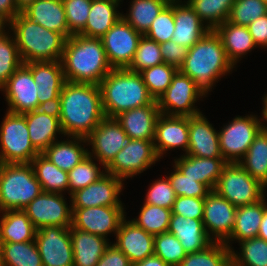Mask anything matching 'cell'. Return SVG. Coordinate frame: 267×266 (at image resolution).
<instances>
[{"instance_id": "74e56055", "label": "cell", "mask_w": 267, "mask_h": 266, "mask_svg": "<svg viewBox=\"0 0 267 266\" xmlns=\"http://www.w3.org/2000/svg\"><path fill=\"white\" fill-rule=\"evenodd\" d=\"M171 0H133L129 13L122 14V18L136 31L144 35L154 19Z\"/></svg>"}, {"instance_id": "ac0fdd59", "label": "cell", "mask_w": 267, "mask_h": 266, "mask_svg": "<svg viewBox=\"0 0 267 266\" xmlns=\"http://www.w3.org/2000/svg\"><path fill=\"white\" fill-rule=\"evenodd\" d=\"M123 180L106 173L98 181L79 189L70 195L72 208L97 206H123L119 194L122 192Z\"/></svg>"}, {"instance_id": "d6986e66", "label": "cell", "mask_w": 267, "mask_h": 266, "mask_svg": "<svg viewBox=\"0 0 267 266\" xmlns=\"http://www.w3.org/2000/svg\"><path fill=\"white\" fill-rule=\"evenodd\" d=\"M0 91L5 92L9 112L24 114L38 105L37 84L24 64L9 77Z\"/></svg>"}, {"instance_id": "f546056e", "label": "cell", "mask_w": 267, "mask_h": 266, "mask_svg": "<svg viewBox=\"0 0 267 266\" xmlns=\"http://www.w3.org/2000/svg\"><path fill=\"white\" fill-rule=\"evenodd\" d=\"M266 196L256 203L239 206L231 236L224 242L230 249V241H244L258 237L261 221L267 206ZM229 243V244H228Z\"/></svg>"}, {"instance_id": "3957f363", "label": "cell", "mask_w": 267, "mask_h": 266, "mask_svg": "<svg viewBox=\"0 0 267 266\" xmlns=\"http://www.w3.org/2000/svg\"><path fill=\"white\" fill-rule=\"evenodd\" d=\"M235 66L228 59L220 37L210 30L188 49V54L178 69L195 81L205 94L221 76L230 73Z\"/></svg>"}, {"instance_id": "ffe728a7", "label": "cell", "mask_w": 267, "mask_h": 266, "mask_svg": "<svg viewBox=\"0 0 267 266\" xmlns=\"http://www.w3.org/2000/svg\"><path fill=\"white\" fill-rule=\"evenodd\" d=\"M154 147L159 158L166 151L182 148L187 153L189 145V117L160 114L155 127Z\"/></svg>"}, {"instance_id": "f35d334b", "label": "cell", "mask_w": 267, "mask_h": 266, "mask_svg": "<svg viewBox=\"0 0 267 266\" xmlns=\"http://www.w3.org/2000/svg\"><path fill=\"white\" fill-rule=\"evenodd\" d=\"M199 18L214 30L229 19L235 0H187Z\"/></svg>"}, {"instance_id": "1f68e13d", "label": "cell", "mask_w": 267, "mask_h": 266, "mask_svg": "<svg viewBox=\"0 0 267 266\" xmlns=\"http://www.w3.org/2000/svg\"><path fill=\"white\" fill-rule=\"evenodd\" d=\"M214 31L220 37L228 59L235 66L241 56H245L257 45L247 27L235 25L228 20L217 26Z\"/></svg>"}, {"instance_id": "d4e9b609", "label": "cell", "mask_w": 267, "mask_h": 266, "mask_svg": "<svg viewBox=\"0 0 267 266\" xmlns=\"http://www.w3.org/2000/svg\"><path fill=\"white\" fill-rule=\"evenodd\" d=\"M182 0H174V23L175 30L172 36V41L178 45L191 48L203 36H205L210 29L199 18L195 11L189 4Z\"/></svg>"}, {"instance_id": "7c38bea8", "label": "cell", "mask_w": 267, "mask_h": 266, "mask_svg": "<svg viewBox=\"0 0 267 266\" xmlns=\"http://www.w3.org/2000/svg\"><path fill=\"white\" fill-rule=\"evenodd\" d=\"M63 194L41 192L23 211L38 230L45 226H72V206L65 201Z\"/></svg>"}, {"instance_id": "7dc6e473", "label": "cell", "mask_w": 267, "mask_h": 266, "mask_svg": "<svg viewBox=\"0 0 267 266\" xmlns=\"http://www.w3.org/2000/svg\"><path fill=\"white\" fill-rule=\"evenodd\" d=\"M163 62L160 44L142 35L134 58L127 69L139 73Z\"/></svg>"}, {"instance_id": "11a10c76", "label": "cell", "mask_w": 267, "mask_h": 266, "mask_svg": "<svg viewBox=\"0 0 267 266\" xmlns=\"http://www.w3.org/2000/svg\"><path fill=\"white\" fill-rule=\"evenodd\" d=\"M205 198L178 196L171 208L172 214L185 218L203 219Z\"/></svg>"}, {"instance_id": "be15d7a7", "label": "cell", "mask_w": 267, "mask_h": 266, "mask_svg": "<svg viewBox=\"0 0 267 266\" xmlns=\"http://www.w3.org/2000/svg\"><path fill=\"white\" fill-rule=\"evenodd\" d=\"M258 238L267 241V206L265 208L263 219L260 224Z\"/></svg>"}, {"instance_id": "484cf974", "label": "cell", "mask_w": 267, "mask_h": 266, "mask_svg": "<svg viewBox=\"0 0 267 266\" xmlns=\"http://www.w3.org/2000/svg\"><path fill=\"white\" fill-rule=\"evenodd\" d=\"M27 18L44 28L71 37L62 0H35L21 11Z\"/></svg>"}, {"instance_id": "ee69618b", "label": "cell", "mask_w": 267, "mask_h": 266, "mask_svg": "<svg viewBox=\"0 0 267 266\" xmlns=\"http://www.w3.org/2000/svg\"><path fill=\"white\" fill-rule=\"evenodd\" d=\"M177 71L176 67L163 62L139 73L147 86L149 94L154 100H158L172 83L173 76Z\"/></svg>"}, {"instance_id": "44dd1931", "label": "cell", "mask_w": 267, "mask_h": 266, "mask_svg": "<svg viewBox=\"0 0 267 266\" xmlns=\"http://www.w3.org/2000/svg\"><path fill=\"white\" fill-rule=\"evenodd\" d=\"M114 245L121 250L132 264L154 255V236L138 227L126 217L121 221Z\"/></svg>"}, {"instance_id": "d590c367", "label": "cell", "mask_w": 267, "mask_h": 266, "mask_svg": "<svg viewBox=\"0 0 267 266\" xmlns=\"http://www.w3.org/2000/svg\"><path fill=\"white\" fill-rule=\"evenodd\" d=\"M31 165L43 192L63 194L68 191V172L58 168L42 153L31 161Z\"/></svg>"}, {"instance_id": "e7e4bbea", "label": "cell", "mask_w": 267, "mask_h": 266, "mask_svg": "<svg viewBox=\"0 0 267 266\" xmlns=\"http://www.w3.org/2000/svg\"><path fill=\"white\" fill-rule=\"evenodd\" d=\"M264 98L262 99L263 100V109H262V122H265L267 123V94L265 96H263ZM262 124V128L263 129H266L267 130V124L265 123H261Z\"/></svg>"}, {"instance_id": "4fadbf2b", "label": "cell", "mask_w": 267, "mask_h": 266, "mask_svg": "<svg viewBox=\"0 0 267 266\" xmlns=\"http://www.w3.org/2000/svg\"><path fill=\"white\" fill-rule=\"evenodd\" d=\"M142 34L122 17L101 37L107 60L112 69L128 68Z\"/></svg>"}, {"instance_id": "d6a6232c", "label": "cell", "mask_w": 267, "mask_h": 266, "mask_svg": "<svg viewBox=\"0 0 267 266\" xmlns=\"http://www.w3.org/2000/svg\"><path fill=\"white\" fill-rule=\"evenodd\" d=\"M70 140L55 141L42 154L63 171L69 172L88 156L87 139L78 136H69ZM72 139V140H71ZM85 143V144H81ZM83 145V147H82Z\"/></svg>"}, {"instance_id": "a7ac6f4b", "label": "cell", "mask_w": 267, "mask_h": 266, "mask_svg": "<svg viewBox=\"0 0 267 266\" xmlns=\"http://www.w3.org/2000/svg\"><path fill=\"white\" fill-rule=\"evenodd\" d=\"M0 266H4L3 265L2 243L1 242H0Z\"/></svg>"}, {"instance_id": "2e32d148", "label": "cell", "mask_w": 267, "mask_h": 266, "mask_svg": "<svg viewBox=\"0 0 267 266\" xmlns=\"http://www.w3.org/2000/svg\"><path fill=\"white\" fill-rule=\"evenodd\" d=\"M72 226L107 239L108 234L116 235L121 221L125 218L123 206H97L72 208Z\"/></svg>"}, {"instance_id": "ab89813d", "label": "cell", "mask_w": 267, "mask_h": 266, "mask_svg": "<svg viewBox=\"0 0 267 266\" xmlns=\"http://www.w3.org/2000/svg\"><path fill=\"white\" fill-rule=\"evenodd\" d=\"M179 266H232L231 249L224 242H212L201 251L186 254Z\"/></svg>"}, {"instance_id": "db71d44e", "label": "cell", "mask_w": 267, "mask_h": 266, "mask_svg": "<svg viewBox=\"0 0 267 266\" xmlns=\"http://www.w3.org/2000/svg\"><path fill=\"white\" fill-rule=\"evenodd\" d=\"M177 198L168 177L157 179L149 186L144 203L171 209Z\"/></svg>"}, {"instance_id": "52a82bcc", "label": "cell", "mask_w": 267, "mask_h": 266, "mask_svg": "<svg viewBox=\"0 0 267 266\" xmlns=\"http://www.w3.org/2000/svg\"><path fill=\"white\" fill-rule=\"evenodd\" d=\"M0 163H31L40 153L31 143L23 114L7 111L0 126Z\"/></svg>"}, {"instance_id": "ba28073f", "label": "cell", "mask_w": 267, "mask_h": 266, "mask_svg": "<svg viewBox=\"0 0 267 266\" xmlns=\"http://www.w3.org/2000/svg\"><path fill=\"white\" fill-rule=\"evenodd\" d=\"M265 188L266 186L254 179L239 163H227L214 190L239 207L262 200L267 195Z\"/></svg>"}, {"instance_id": "f1b7e54d", "label": "cell", "mask_w": 267, "mask_h": 266, "mask_svg": "<svg viewBox=\"0 0 267 266\" xmlns=\"http://www.w3.org/2000/svg\"><path fill=\"white\" fill-rule=\"evenodd\" d=\"M74 266H96L110 245L109 240L89 232L70 227Z\"/></svg>"}, {"instance_id": "6da1fadb", "label": "cell", "mask_w": 267, "mask_h": 266, "mask_svg": "<svg viewBox=\"0 0 267 266\" xmlns=\"http://www.w3.org/2000/svg\"><path fill=\"white\" fill-rule=\"evenodd\" d=\"M63 135L86 138L106 117L99 85L66 81L60 93Z\"/></svg>"}, {"instance_id": "5b68a950", "label": "cell", "mask_w": 267, "mask_h": 266, "mask_svg": "<svg viewBox=\"0 0 267 266\" xmlns=\"http://www.w3.org/2000/svg\"><path fill=\"white\" fill-rule=\"evenodd\" d=\"M23 64L61 61L66 38L27 18L22 12L8 24Z\"/></svg>"}, {"instance_id": "681fc988", "label": "cell", "mask_w": 267, "mask_h": 266, "mask_svg": "<svg viewBox=\"0 0 267 266\" xmlns=\"http://www.w3.org/2000/svg\"><path fill=\"white\" fill-rule=\"evenodd\" d=\"M174 26V0H171L154 19L144 36L162 44L172 39Z\"/></svg>"}, {"instance_id": "e575fe53", "label": "cell", "mask_w": 267, "mask_h": 266, "mask_svg": "<svg viewBox=\"0 0 267 266\" xmlns=\"http://www.w3.org/2000/svg\"><path fill=\"white\" fill-rule=\"evenodd\" d=\"M23 115L26 119L31 143L40 153L58 140L57 133L63 134L60 121L56 117L33 111Z\"/></svg>"}, {"instance_id": "94428289", "label": "cell", "mask_w": 267, "mask_h": 266, "mask_svg": "<svg viewBox=\"0 0 267 266\" xmlns=\"http://www.w3.org/2000/svg\"><path fill=\"white\" fill-rule=\"evenodd\" d=\"M20 12L15 0H0V18L7 23H10Z\"/></svg>"}, {"instance_id": "603a6c76", "label": "cell", "mask_w": 267, "mask_h": 266, "mask_svg": "<svg viewBox=\"0 0 267 266\" xmlns=\"http://www.w3.org/2000/svg\"><path fill=\"white\" fill-rule=\"evenodd\" d=\"M157 100L152 104L124 111L116 116L127 136L132 139L153 141L157 119L160 115Z\"/></svg>"}, {"instance_id": "c3c4849f", "label": "cell", "mask_w": 267, "mask_h": 266, "mask_svg": "<svg viewBox=\"0 0 267 266\" xmlns=\"http://www.w3.org/2000/svg\"><path fill=\"white\" fill-rule=\"evenodd\" d=\"M186 252L173 234L164 232L154 236V255L170 266H179Z\"/></svg>"}, {"instance_id": "f907efd6", "label": "cell", "mask_w": 267, "mask_h": 266, "mask_svg": "<svg viewBox=\"0 0 267 266\" xmlns=\"http://www.w3.org/2000/svg\"><path fill=\"white\" fill-rule=\"evenodd\" d=\"M267 14V5L262 0H235L228 21L247 27L251 22Z\"/></svg>"}, {"instance_id": "4316f807", "label": "cell", "mask_w": 267, "mask_h": 266, "mask_svg": "<svg viewBox=\"0 0 267 266\" xmlns=\"http://www.w3.org/2000/svg\"><path fill=\"white\" fill-rule=\"evenodd\" d=\"M174 161L173 166L184 176L206 184L211 190L215 189L222 169L227 164L223 158H202L186 154Z\"/></svg>"}, {"instance_id": "30bf717a", "label": "cell", "mask_w": 267, "mask_h": 266, "mask_svg": "<svg viewBox=\"0 0 267 266\" xmlns=\"http://www.w3.org/2000/svg\"><path fill=\"white\" fill-rule=\"evenodd\" d=\"M202 96L206 95L196 86L195 81L178 70L157 103L161 114L190 117L202 113L194 106Z\"/></svg>"}, {"instance_id": "60d3db41", "label": "cell", "mask_w": 267, "mask_h": 266, "mask_svg": "<svg viewBox=\"0 0 267 266\" xmlns=\"http://www.w3.org/2000/svg\"><path fill=\"white\" fill-rule=\"evenodd\" d=\"M4 266H43L35 241L2 243Z\"/></svg>"}, {"instance_id": "cb8c5ba5", "label": "cell", "mask_w": 267, "mask_h": 266, "mask_svg": "<svg viewBox=\"0 0 267 266\" xmlns=\"http://www.w3.org/2000/svg\"><path fill=\"white\" fill-rule=\"evenodd\" d=\"M37 84L38 104L60 96L66 82L61 61H41L24 64Z\"/></svg>"}, {"instance_id": "7a4b0ae2", "label": "cell", "mask_w": 267, "mask_h": 266, "mask_svg": "<svg viewBox=\"0 0 267 266\" xmlns=\"http://www.w3.org/2000/svg\"><path fill=\"white\" fill-rule=\"evenodd\" d=\"M65 80L99 85L112 70L101 38L73 34L67 38L61 59Z\"/></svg>"}, {"instance_id": "8d00e7d4", "label": "cell", "mask_w": 267, "mask_h": 266, "mask_svg": "<svg viewBox=\"0 0 267 266\" xmlns=\"http://www.w3.org/2000/svg\"><path fill=\"white\" fill-rule=\"evenodd\" d=\"M254 179L267 187V130L261 129L238 162Z\"/></svg>"}, {"instance_id": "003e7915", "label": "cell", "mask_w": 267, "mask_h": 266, "mask_svg": "<svg viewBox=\"0 0 267 266\" xmlns=\"http://www.w3.org/2000/svg\"><path fill=\"white\" fill-rule=\"evenodd\" d=\"M5 24L8 26L9 23H7L4 19L0 18V37L6 33Z\"/></svg>"}, {"instance_id": "f5cc1de1", "label": "cell", "mask_w": 267, "mask_h": 266, "mask_svg": "<svg viewBox=\"0 0 267 266\" xmlns=\"http://www.w3.org/2000/svg\"><path fill=\"white\" fill-rule=\"evenodd\" d=\"M69 32L79 34L86 26L92 0H62Z\"/></svg>"}, {"instance_id": "bcb514c9", "label": "cell", "mask_w": 267, "mask_h": 266, "mask_svg": "<svg viewBox=\"0 0 267 266\" xmlns=\"http://www.w3.org/2000/svg\"><path fill=\"white\" fill-rule=\"evenodd\" d=\"M6 32L0 37V89L9 77L23 64L15 38Z\"/></svg>"}, {"instance_id": "9f6ffc18", "label": "cell", "mask_w": 267, "mask_h": 266, "mask_svg": "<svg viewBox=\"0 0 267 266\" xmlns=\"http://www.w3.org/2000/svg\"><path fill=\"white\" fill-rule=\"evenodd\" d=\"M160 47L164 63L179 69L188 54L189 48L180 44L178 45L172 40L160 44Z\"/></svg>"}, {"instance_id": "b9f144b4", "label": "cell", "mask_w": 267, "mask_h": 266, "mask_svg": "<svg viewBox=\"0 0 267 266\" xmlns=\"http://www.w3.org/2000/svg\"><path fill=\"white\" fill-rule=\"evenodd\" d=\"M240 252L231 249L232 266H267V241L258 237L239 242Z\"/></svg>"}, {"instance_id": "680465c9", "label": "cell", "mask_w": 267, "mask_h": 266, "mask_svg": "<svg viewBox=\"0 0 267 266\" xmlns=\"http://www.w3.org/2000/svg\"><path fill=\"white\" fill-rule=\"evenodd\" d=\"M257 47H267V14L257 18L247 26Z\"/></svg>"}, {"instance_id": "277c9868", "label": "cell", "mask_w": 267, "mask_h": 266, "mask_svg": "<svg viewBox=\"0 0 267 266\" xmlns=\"http://www.w3.org/2000/svg\"><path fill=\"white\" fill-rule=\"evenodd\" d=\"M105 116L115 118L120 113L152 104L142 76L127 68L112 69L99 84Z\"/></svg>"}, {"instance_id": "816d5d0a", "label": "cell", "mask_w": 267, "mask_h": 266, "mask_svg": "<svg viewBox=\"0 0 267 266\" xmlns=\"http://www.w3.org/2000/svg\"><path fill=\"white\" fill-rule=\"evenodd\" d=\"M173 167L174 171L167 177L177 197L205 198L212 191L206 184L184 176L175 166Z\"/></svg>"}, {"instance_id": "8fae6325", "label": "cell", "mask_w": 267, "mask_h": 266, "mask_svg": "<svg viewBox=\"0 0 267 266\" xmlns=\"http://www.w3.org/2000/svg\"><path fill=\"white\" fill-rule=\"evenodd\" d=\"M159 160L153 141L132 139L115 155L105 171L124 181L141 174Z\"/></svg>"}, {"instance_id": "6f0895ef", "label": "cell", "mask_w": 267, "mask_h": 266, "mask_svg": "<svg viewBox=\"0 0 267 266\" xmlns=\"http://www.w3.org/2000/svg\"><path fill=\"white\" fill-rule=\"evenodd\" d=\"M96 266H132L129 258L114 244L106 248Z\"/></svg>"}, {"instance_id": "7402d4cb", "label": "cell", "mask_w": 267, "mask_h": 266, "mask_svg": "<svg viewBox=\"0 0 267 266\" xmlns=\"http://www.w3.org/2000/svg\"><path fill=\"white\" fill-rule=\"evenodd\" d=\"M185 154L202 158H223L218 131L202 113L189 117V145Z\"/></svg>"}, {"instance_id": "4dcf8cb0", "label": "cell", "mask_w": 267, "mask_h": 266, "mask_svg": "<svg viewBox=\"0 0 267 266\" xmlns=\"http://www.w3.org/2000/svg\"><path fill=\"white\" fill-rule=\"evenodd\" d=\"M120 0H92L85 28L79 33L86 37L101 38L122 17L116 8Z\"/></svg>"}, {"instance_id": "03108f58", "label": "cell", "mask_w": 267, "mask_h": 266, "mask_svg": "<svg viewBox=\"0 0 267 266\" xmlns=\"http://www.w3.org/2000/svg\"><path fill=\"white\" fill-rule=\"evenodd\" d=\"M16 6L20 11L25 9L29 4L33 3L35 0H15Z\"/></svg>"}, {"instance_id": "7bdbcfd3", "label": "cell", "mask_w": 267, "mask_h": 266, "mask_svg": "<svg viewBox=\"0 0 267 266\" xmlns=\"http://www.w3.org/2000/svg\"><path fill=\"white\" fill-rule=\"evenodd\" d=\"M171 215V209L144 203L138 218H134L131 221L149 234L155 236L168 232Z\"/></svg>"}, {"instance_id": "91938a15", "label": "cell", "mask_w": 267, "mask_h": 266, "mask_svg": "<svg viewBox=\"0 0 267 266\" xmlns=\"http://www.w3.org/2000/svg\"><path fill=\"white\" fill-rule=\"evenodd\" d=\"M61 99L60 96L41 104H38L33 112L38 114H47L56 118H60L61 115Z\"/></svg>"}, {"instance_id": "836d02e7", "label": "cell", "mask_w": 267, "mask_h": 266, "mask_svg": "<svg viewBox=\"0 0 267 266\" xmlns=\"http://www.w3.org/2000/svg\"><path fill=\"white\" fill-rule=\"evenodd\" d=\"M0 217V242L20 243L35 241L37 229L23 210H8Z\"/></svg>"}, {"instance_id": "6125c7cd", "label": "cell", "mask_w": 267, "mask_h": 266, "mask_svg": "<svg viewBox=\"0 0 267 266\" xmlns=\"http://www.w3.org/2000/svg\"><path fill=\"white\" fill-rule=\"evenodd\" d=\"M132 266H170L156 255L149 256L142 261L132 264Z\"/></svg>"}, {"instance_id": "5bb4252c", "label": "cell", "mask_w": 267, "mask_h": 266, "mask_svg": "<svg viewBox=\"0 0 267 266\" xmlns=\"http://www.w3.org/2000/svg\"><path fill=\"white\" fill-rule=\"evenodd\" d=\"M86 139L89 146H92V153L88 151V155L99 160L104 170L115 155L132 140L116 118L108 117H105Z\"/></svg>"}, {"instance_id": "f6af8a7d", "label": "cell", "mask_w": 267, "mask_h": 266, "mask_svg": "<svg viewBox=\"0 0 267 266\" xmlns=\"http://www.w3.org/2000/svg\"><path fill=\"white\" fill-rule=\"evenodd\" d=\"M106 171H101L93 157L86 156L79 164L68 172L69 195L98 181Z\"/></svg>"}, {"instance_id": "9a60e30c", "label": "cell", "mask_w": 267, "mask_h": 266, "mask_svg": "<svg viewBox=\"0 0 267 266\" xmlns=\"http://www.w3.org/2000/svg\"><path fill=\"white\" fill-rule=\"evenodd\" d=\"M35 242L43 266H74L70 227H42L36 231Z\"/></svg>"}, {"instance_id": "9c48e42d", "label": "cell", "mask_w": 267, "mask_h": 266, "mask_svg": "<svg viewBox=\"0 0 267 266\" xmlns=\"http://www.w3.org/2000/svg\"><path fill=\"white\" fill-rule=\"evenodd\" d=\"M261 121L252 114L236 116L218 132L222 157L227 163H238L244 157L262 129Z\"/></svg>"}, {"instance_id": "e0dca14e", "label": "cell", "mask_w": 267, "mask_h": 266, "mask_svg": "<svg viewBox=\"0 0 267 266\" xmlns=\"http://www.w3.org/2000/svg\"><path fill=\"white\" fill-rule=\"evenodd\" d=\"M236 209L215 190L205 197L202 221L207 236L213 242H225L231 236Z\"/></svg>"}, {"instance_id": "83f0119b", "label": "cell", "mask_w": 267, "mask_h": 266, "mask_svg": "<svg viewBox=\"0 0 267 266\" xmlns=\"http://www.w3.org/2000/svg\"><path fill=\"white\" fill-rule=\"evenodd\" d=\"M168 232L176 236L187 254L201 251L213 242L205 232L202 219L172 214Z\"/></svg>"}, {"instance_id": "8992f818", "label": "cell", "mask_w": 267, "mask_h": 266, "mask_svg": "<svg viewBox=\"0 0 267 266\" xmlns=\"http://www.w3.org/2000/svg\"><path fill=\"white\" fill-rule=\"evenodd\" d=\"M41 192L31 163H0V212L23 210Z\"/></svg>"}]
</instances>
